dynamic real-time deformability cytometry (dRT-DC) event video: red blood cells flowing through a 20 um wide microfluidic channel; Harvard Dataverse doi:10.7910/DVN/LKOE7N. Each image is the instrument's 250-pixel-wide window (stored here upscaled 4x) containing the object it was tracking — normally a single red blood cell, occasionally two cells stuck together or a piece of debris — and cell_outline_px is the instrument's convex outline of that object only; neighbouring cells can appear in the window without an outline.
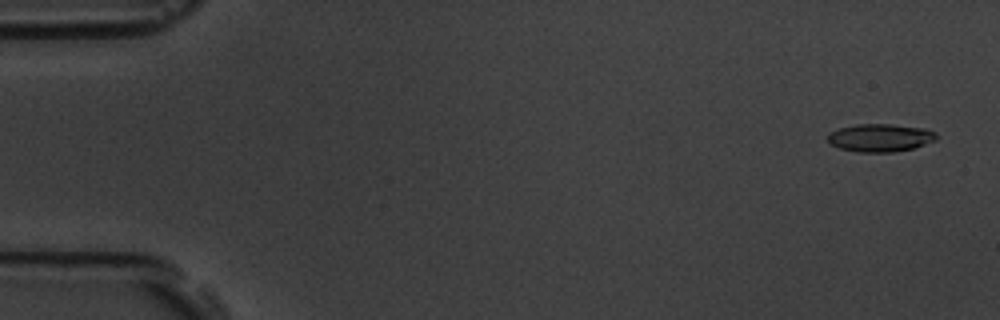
{"species": "common noctule bat (a hibernating species)", "species_latin": "Nyctalus noctula", "temperature_condition": "room temperature", "stored_images_in_passage": 5, "camera_frame_rate_fps": 3000, "um_per_image_px": 0.085, "animal": {"sex": "male", "body_mass_g": 19.5, "forearm_length_mm": 54.6}, "frame": {"image": 1, "passage_image": 1, "time_ms": 0.0, "image_size_px": [1000, 320], "cell_outline_px": [[936, 140], [912, 148], [892, 152], [860, 152], [840, 148], [832, 144], [828, 140], [828, 136], [832, 132], [840, 128], [856, 124], [892, 124], [928, 128], [936, 132]], "centroid_in_image_um": [74.86, 11.69], "position_along_channel_um": 10.1, "area_um2": 17.51}}